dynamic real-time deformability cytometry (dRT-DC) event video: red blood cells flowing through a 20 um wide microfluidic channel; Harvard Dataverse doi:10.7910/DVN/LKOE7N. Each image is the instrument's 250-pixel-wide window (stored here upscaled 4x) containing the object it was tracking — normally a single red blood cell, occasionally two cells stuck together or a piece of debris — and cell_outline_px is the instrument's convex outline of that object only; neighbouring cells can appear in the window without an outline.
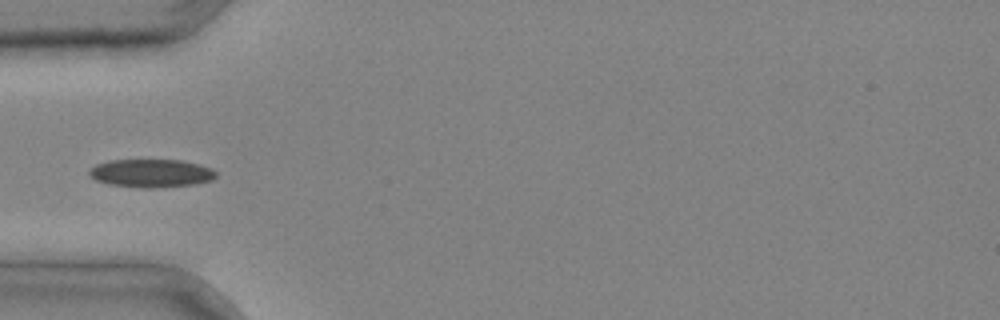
{"species": "common noctule bat (a hibernating species)", "species_latin": "Nyctalus noctula", "temperature_condition": "cold", "stored_images_in_passage": 4, "camera_frame_rate_fps": 3000, "um_per_image_px": 0.085, "animal": {"sex": "male", "body_mass_g": 20.4}, "frame": {"image": 1, "passage_image": 4, "time_ms": 1.0, "image_size_px": [1000, 320], "cell_outline_px": [[216, 176], [212, 180], [196, 184], [152, 188], [144, 188], [108, 184], [96, 180], [88, 176], [88, 168], [96, 164], [108, 160], [184, 160], [200, 164], [212, 168], [216, 172]], "centroid_in_image_um": [12.83, 14.72], "position_along_channel_um": 72.2, "area_um2": 21.1}}